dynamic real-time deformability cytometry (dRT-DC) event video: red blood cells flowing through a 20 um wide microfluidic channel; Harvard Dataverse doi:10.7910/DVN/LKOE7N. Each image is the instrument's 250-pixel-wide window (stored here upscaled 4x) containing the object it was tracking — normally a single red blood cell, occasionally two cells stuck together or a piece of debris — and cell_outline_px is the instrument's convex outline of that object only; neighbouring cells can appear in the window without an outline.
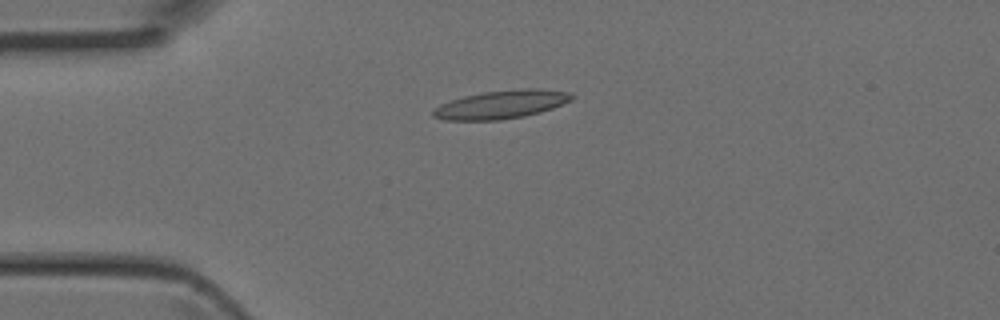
{"species": "Egyptian fruit bat (a non-hibernating species)", "species_latin": "Rousettus aegyptiacus", "temperature_condition": "room temperature", "stored_images_in_passage": 3, "camera_frame_rate_fps": 3000, "um_per_image_px": 0.085, "animal": {"sex": "female"}, "frame": {"image": 1, "passage_image": 3, "time_ms": 0.667, "image_size_px": [1000, 320], "cell_outline_px": [[576, 96], [572, 100], [552, 108], [540, 112], [524, 116], [500, 120], [444, 120], [432, 116], [432, 112], [440, 104], [464, 96], [484, 92], [520, 88], [536, 88], [572, 92]], "centroid_in_image_um": [42.65, 8.87], "position_along_channel_um": 42.3, "area_um2": 22.95}}